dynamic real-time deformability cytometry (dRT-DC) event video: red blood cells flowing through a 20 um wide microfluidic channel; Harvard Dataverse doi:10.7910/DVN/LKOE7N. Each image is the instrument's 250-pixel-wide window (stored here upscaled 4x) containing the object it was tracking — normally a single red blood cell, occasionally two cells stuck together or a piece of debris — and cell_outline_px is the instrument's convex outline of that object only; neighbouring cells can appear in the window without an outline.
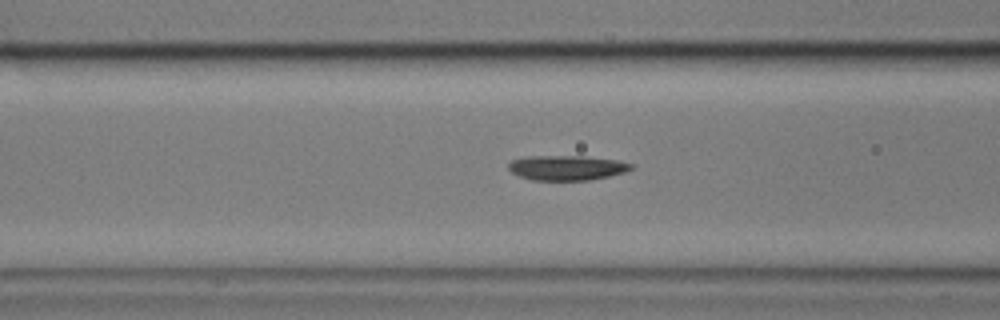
{"species": "common noctule bat (a hibernating species)", "species_latin": "Nyctalus noctula", "temperature_condition": "cold", "stored_images_in_passage": 41, "camera_frame_rate_fps": 3000, "um_per_image_px": 0.085, "animal": {"sex": "male", "body_mass_g": 17.9}, "frame": {"image": 1, "passage_image": 16, "time_ms": 5.0, "image_size_px": [1000, 320], "cell_outline_px": [[636, 164], [632, 168], [624, 172], [608, 176], [588, 180], [532, 180], [520, 176], [512, 172], [508, 168], [508, 160], [528, 156], [584, 156], [616, 160]], "centroid_in_image_um": [48.15, 14.25], "position_along_channel_um": 118.4, "area_um2": 17.8}}
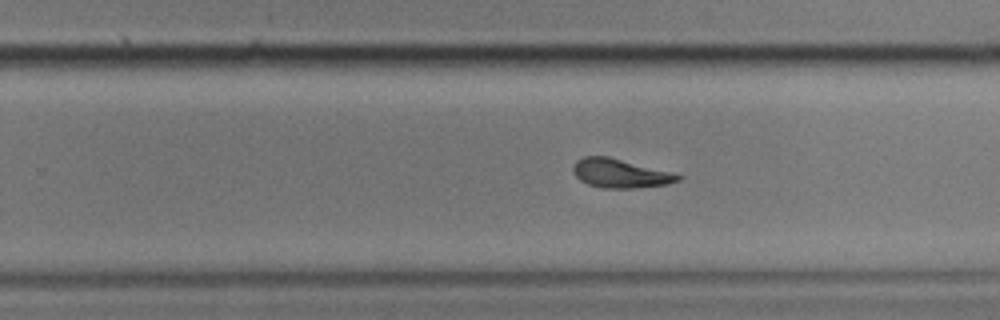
{"frame": {"image": 2, "passage_image": 30, "time_ms": 9.667, "image_size_px": [1000, 320], "cell_outline_px": [[684, 176], [680, 180], [668, 184], [632, 188], [604, 188], [588, 184], [580, 180], [572, 172], [572, 168], [576, 160], [584, 156], [608, 156], [672, 172]], "centroid_in_image_um": [52.71, 14.73], "position_along_channel_um": 277.1, "area_um2": 17.69}}
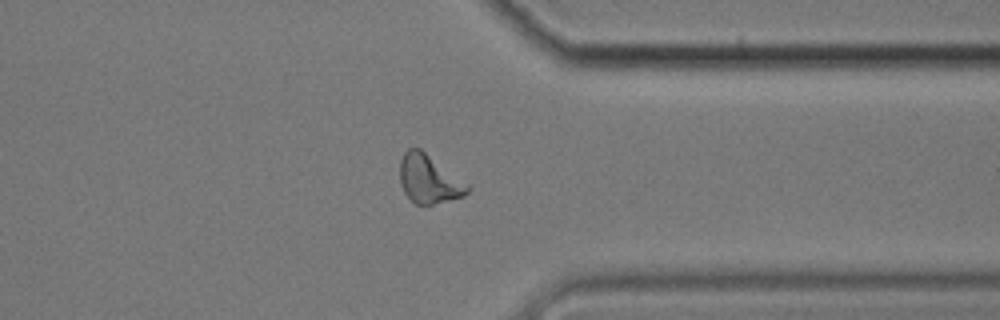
{"frame": {"image": 3, "passage_image": 39, "time_ms": 12.667, "image_size_px": [1000, 320], "cell_outline_px": [[472, 188], [464, 196], [424, 208], [416, 204], [404, 192], [400, 184], [400, 160], [404, 152], [408, 148], [420, 148], [468, 184]], "centroid_in_image_um": [36.46, 15.27], "position_along_channel_um": 374.9, "area_um2": 19.36}}